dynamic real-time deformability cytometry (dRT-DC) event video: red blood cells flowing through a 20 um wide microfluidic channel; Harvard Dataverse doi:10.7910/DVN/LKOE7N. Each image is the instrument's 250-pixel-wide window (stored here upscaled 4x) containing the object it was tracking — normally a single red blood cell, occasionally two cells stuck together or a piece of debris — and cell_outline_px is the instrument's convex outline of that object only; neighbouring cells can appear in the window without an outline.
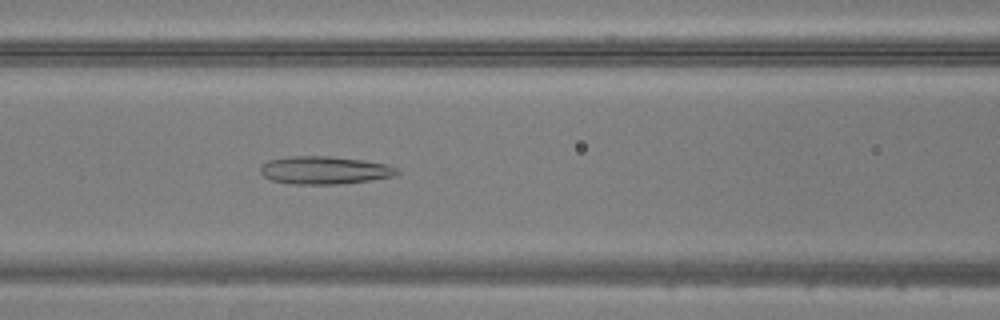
{"species": "common noctule bat (a hibernating species)", "species_latin": "Nyctalus noctula", "temperature_condition": "warm", "stored_images_in_passage": 36, "camera_frame_rate_fps": 3000, "um_per_image_px": 0.085, "animal": {"sex": "male", "body_mass_g": 20.5, "forearm_length_mm": 52.5}, "frame": {"image": 1, "passage_image": 13, "time_ms": 4.0, "image_size_px": [1000, 320], "cell_outline_px": [[400, 172], [396, 176], [340, 184], [292, 184], [272, 180], [264, 176], [260, 172], [260, 168], [268, 160], [292, 156], [328, 156], [364, 160], [388, 164], [396, 168]], "centroid_in_image_um": [27.61, 14.46], "position_along_channel_um": 139.0, "area_um2": 22.14}}
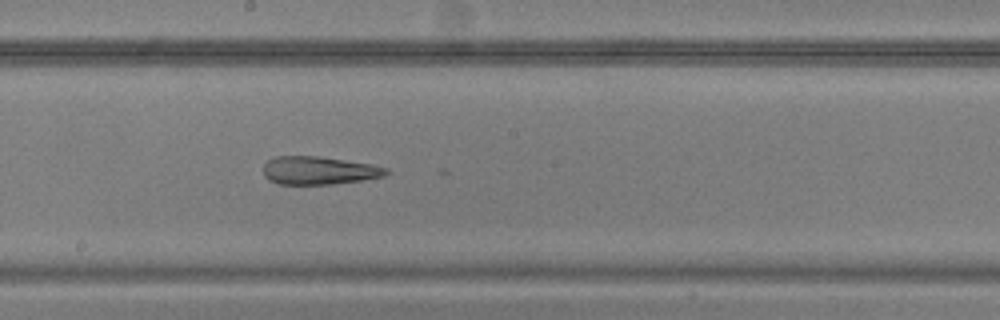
{"frame": {"image": 2, "passage_image": 19, "time_ms": 6.0, "image_size_px": [1000, 320], "cell_outline_px": [[392, 172], [384, 176], [360, 180], [332, 184], [280, 184], [268, 180], [264, 176], [264, 164], [268, 160], [276, 156], [320, 156], [372, 164], [388, 168]], "centroid_in_image_um": [27.12, 14.48], "position_along_channel_um": 221.1, "area_um2": 20.17}}
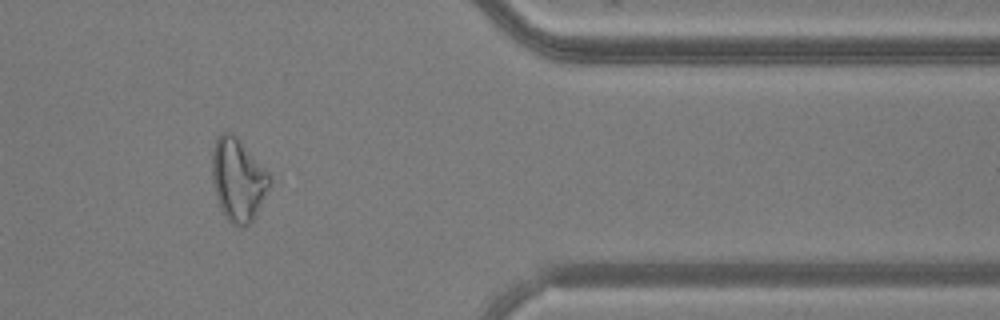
{"frame": {"image": 3, "passage_image": 33, "time_ms": 10.667, "image_size_px": [1000, 320], "cell_outline_px": [[272, 180], [252, 220], [244, 228], [232, 224], [228, 220], [216, 196], [212, 180], [212, 152], [216, 136], [224, 132], [232, 132], [236, 136], [272, 176]], "centroid_in_image_um": [20.22, 15.24], "position_along_channel_um": 391.2, "area_um2": 27.34}}